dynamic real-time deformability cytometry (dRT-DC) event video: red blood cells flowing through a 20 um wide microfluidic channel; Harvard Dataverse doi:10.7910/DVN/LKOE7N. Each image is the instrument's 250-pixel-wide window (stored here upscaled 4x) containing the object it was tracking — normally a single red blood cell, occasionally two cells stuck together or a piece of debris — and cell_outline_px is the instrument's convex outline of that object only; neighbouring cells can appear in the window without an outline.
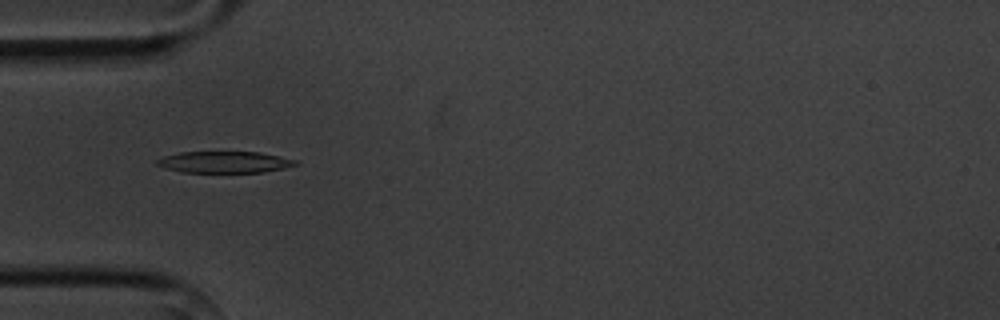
{"species": "common noctule bat (a hibernating species)", "species_latin": "Nyctalus noctula", "temperature_condition": "cold", "stored_images_in_passage": 8, "camera_frame_rate_fps": 3000, "um_per_image_px": 0.085, "animal": {"sex": "male", "body_mass_g": 20.1, "forearm_length_mm": 53.5}, "frame": {"image": 1, "passage_image": 2, "time_ms": 1.333, "image_size_px": [1000, 320], "cell_outline_px": [[300, 164], [284, 168], [264, 172], [180, 172], [164, 168], [156, 164], [156, 160], [164, 156], [180, 152], [260, 152], [280, 156], [296, 160]], "centroid_in_image_um": [19.09, 13.78], "position_along_channel_um": 65.9, "area_um2": 17.4}}
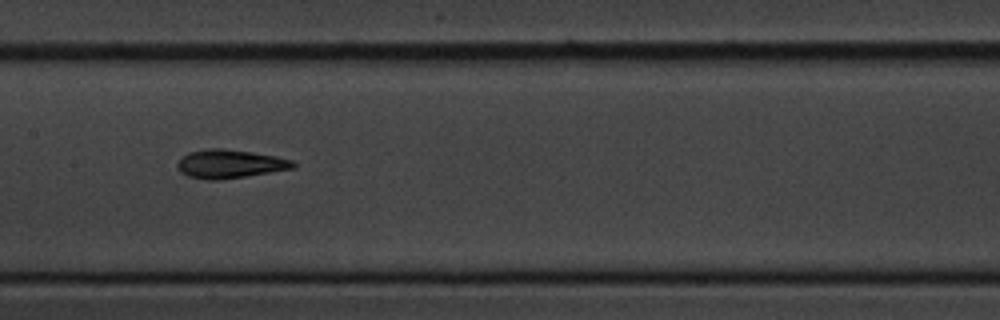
{"frame": {"image": 2, "passage_image": 5, "time_ms": 4.667, "image_size_px": [1000, 320], "cell_outline_px": [[296, 168], [220, 180], [208, 180], [188, 176], [180, 172], [176, 168], [176, 164], [188, 152], [212, 148], [224, 148], [252, 152], [276, 156], [292, 160], [296, 164]], "centroid_in_image_um": [19.54, 13.93], "position_along_channel_um": 187.9, "area_um2": 19.31}}
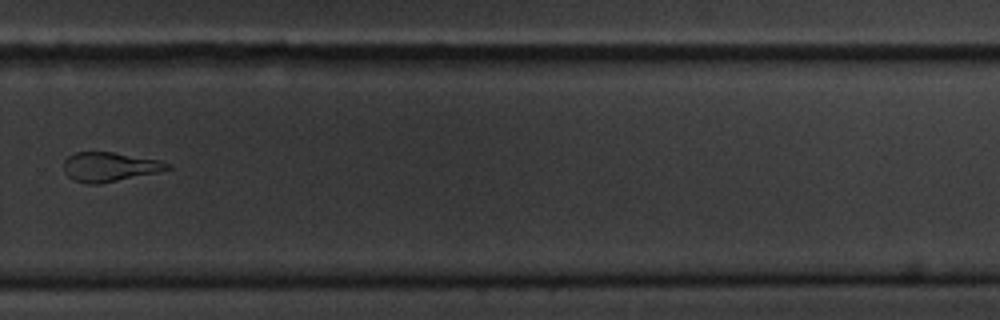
{"frame": {"image": 3, "passage_image": 8, "time_ms": 8.333, "image_size_px": [1000, 320], "cell_outline_px": [[172, 168], [156, 172], [96, 184], [88, 184], [72, 180], [64, 172], [64, 160], [68, 156], [76, 152], [112, 152], [160, 160], [172, 164]], "centroid_in_image_um": [9.29, 14.17], "position_along_channel_um": 320.5, "area_um2": 17.51}}